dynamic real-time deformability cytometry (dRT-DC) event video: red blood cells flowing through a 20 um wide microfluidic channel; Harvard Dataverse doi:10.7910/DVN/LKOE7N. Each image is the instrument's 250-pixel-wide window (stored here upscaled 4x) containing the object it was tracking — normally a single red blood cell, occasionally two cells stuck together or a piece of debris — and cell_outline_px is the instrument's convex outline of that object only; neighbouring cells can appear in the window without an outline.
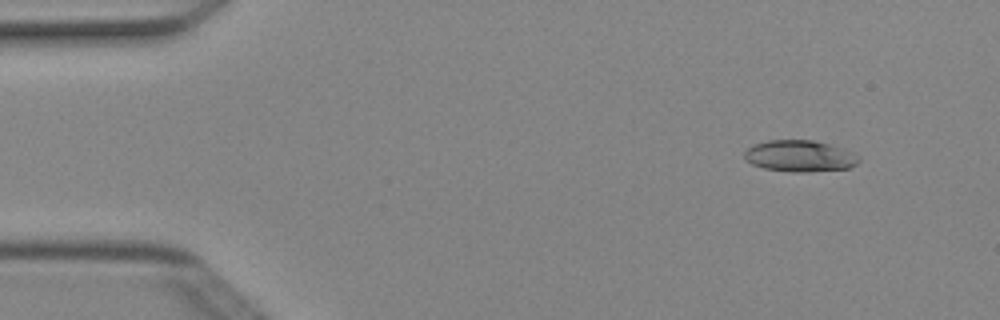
{"species": "Egyptian fruit bat (a non-hibernating species)", "species_latin": "Rousettus aegyptiacus", "temperature_condition": "cold", "stored_images_in_passage": 6, "camera_frame_rate_fps": 3000, "um_per_image_px": 0.085, "animal": {"sex": "female"}, "frame": {"image": 1, "passage_image": 2, "time_ms": 0.333, "image_size_px": [1000, 320], "cell_outline_px": [[860, 160], [856, 164], [848, 168], [808, 172], [792, 172], [764, 168], [752, 164], [744, 160], [744, 152], [752, 144], [768, 140], [812, 140], [828, 144], [852, 152], [860, 156]], "centroid_in_image_um": [67.95, 13.26], "position_along_channel_um": 17.1, "area_um2": 20.98}}
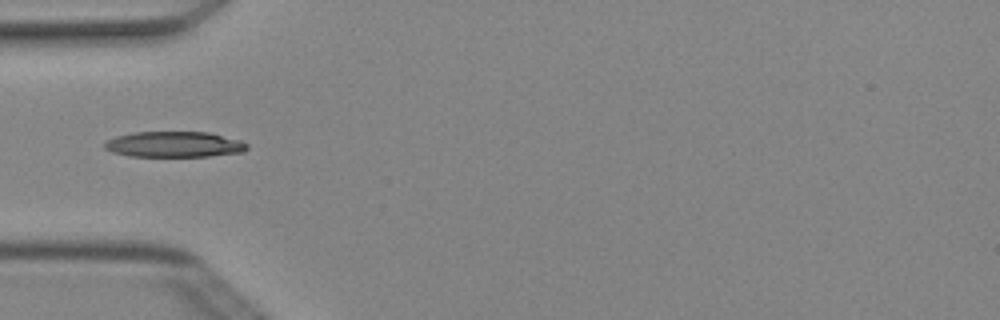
{"frame": {"image": 2, "passage_image": 5, "time_ms": 1.333, "image_size_px": [1000, 320], "cell_outline_px": [[248, 148], [244, 152], [208, 156], [128, 156], [112, 152], [104, 148], [104, 144], [108, 140], [116, 136], [132, 132], [208, 132], [240, 140], [248, 144]], "centroid_in_image_um": [14.81, 12.27], "position_along_channel_um": 70.2, "area_um2": 21.33}}
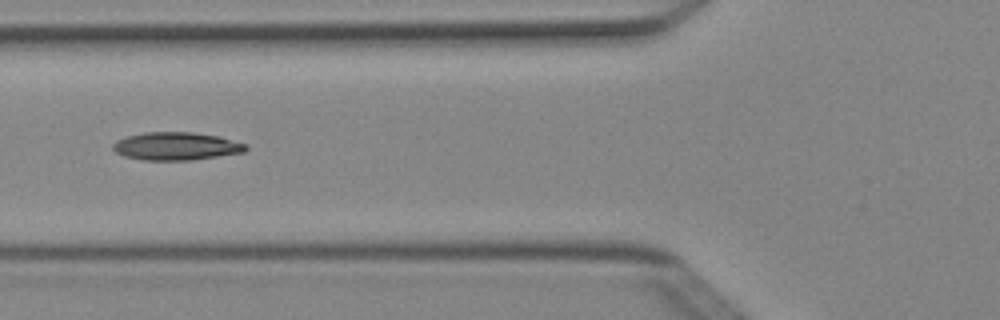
{"frame": {"image": 3, "passage_image": 6, "time_ms": 1.667, "image_size_px": [1000, 320], "cell_outline_px": [[248, 148], [244, 152], [188, 160], [144, 160], [124, 156], [116, 152], [112, 148], [112, 144], [116, 140], [128, 136], [144, 132], [192, 132], [220, 136], [248, 144]], "centroid_in_image_um": [14.98, 12.41], "position_along_channel_um": 110.8, "area_um2": 21.62}}